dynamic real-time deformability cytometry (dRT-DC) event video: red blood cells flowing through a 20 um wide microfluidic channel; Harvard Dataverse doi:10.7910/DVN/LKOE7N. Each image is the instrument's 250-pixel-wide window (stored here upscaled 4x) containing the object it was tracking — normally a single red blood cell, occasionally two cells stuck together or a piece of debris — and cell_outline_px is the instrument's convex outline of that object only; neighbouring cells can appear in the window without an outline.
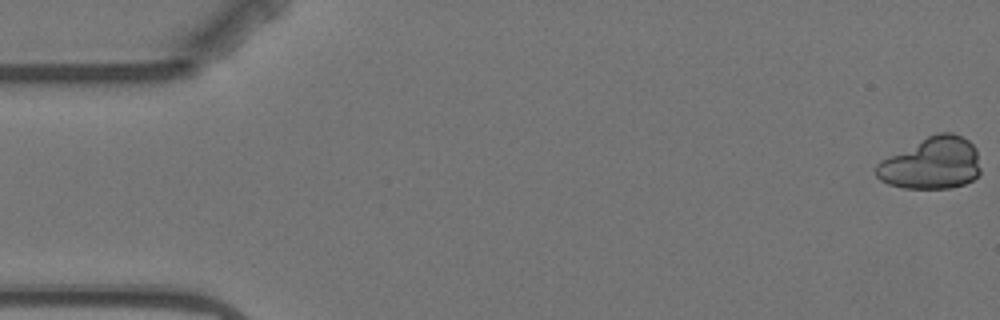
{"species": "Egyptian fruit bat (a non-hibernating species)", "species_latin": "Rousettus aegyptiacus", "temperature_condition": "warm", "stored_images_in_passage": 5, "camera_frame_rate_fps": 3000, "um_per_image_px": 0.085, "animal": {"sex": "female"}, "frame": {"image": 1, "passage_image": 1, "time_ms": 0.0, "image_size_px": [1000, 320], "cell_outline_px": [[980, 172], [972, 180], [964, 184], [948, 188], [904, 188], [888, 184], [880, 180], [876, 176], [876, 164], [880, 160], [928, 136], [940, 132], [952, 132], [968, 140], [976, 148], [980, 168]], "centroid_in_image_um": [79.17, 13.88], "position_along_channel_um": 5.8, "area_um2": 31.44}}